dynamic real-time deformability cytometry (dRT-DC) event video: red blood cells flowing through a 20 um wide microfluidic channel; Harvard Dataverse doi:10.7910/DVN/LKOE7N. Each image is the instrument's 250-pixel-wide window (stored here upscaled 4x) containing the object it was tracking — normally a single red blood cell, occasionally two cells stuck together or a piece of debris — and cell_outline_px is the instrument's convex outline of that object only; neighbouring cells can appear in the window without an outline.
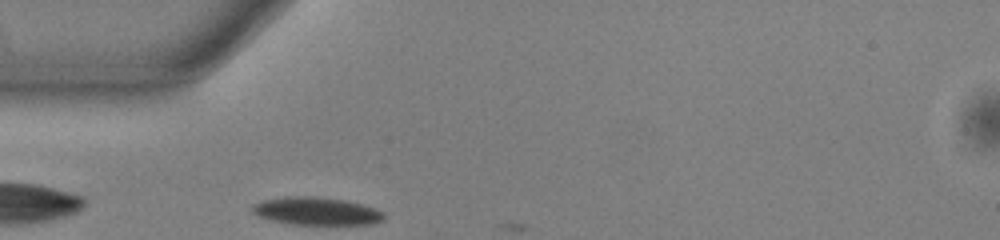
{"species": "common noctule bat (a hibernating species)", "species_latin": "Nyctalus noctula", "temperature_condition": "warm", "stored_images_in_passage": 1, "camera_frame_rate_fps": 3000, "um_per_image_px": 0.085, "animal": {"sex": "male", "body_mass_g": 13.0, "forearm_length_mm": 53.1}, "frame": {"image": 1, "passage_image": 1, "time_ms": 0.0, "image_size_px": [1000, 240], "cell_outline_px": [[384, 220], [372, 224], [292, 224], [268, 220], [252, 212], [252, 204], [264, 200], [288, 196], [312, 196], [344, 200], [360, 204], [384, 212]], "centroid_in_image_um": [26.87, 17.95], "position_along_channel_um": 58.1, "area_um2": 21.15}}